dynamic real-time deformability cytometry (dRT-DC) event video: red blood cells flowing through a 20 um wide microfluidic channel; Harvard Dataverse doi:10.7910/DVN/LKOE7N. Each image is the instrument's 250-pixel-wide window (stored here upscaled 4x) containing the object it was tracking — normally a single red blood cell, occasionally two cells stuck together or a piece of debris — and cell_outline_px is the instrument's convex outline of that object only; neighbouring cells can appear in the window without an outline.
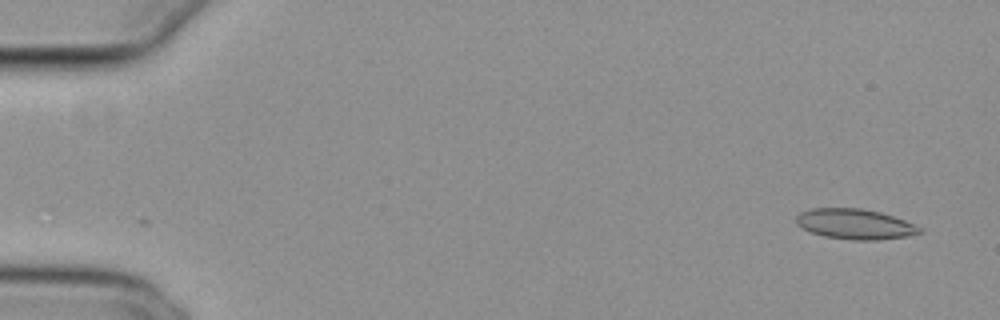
{"species": "common noctule bat (a hibernating species)", "species_latin": "Nyctalus noctula", "temperature_condition": "cold", "stored_images_in_passage": 9, "camera_frame_rate_fps": 3000, "um_per_image_px": 0.085, "animal": {"sex": "female", "body_mass_g": 29.2, "forearm_length_mm": 56.3}, "frame": {"image": 1, "passage_image": 3, "time_ms": 0.667, "image_size_px": [1000, 320], "cell_outline_px": [[920, 232], [908, 236], [876, 240], [852, 240], [824, 236], [812, 232], [796, 224], [796, 216], [800, 212], [812, 208], [860, 208], [880, 212], [904, 220], [920, 228]], "centroid_in_image_um": [72.63, 19.04], "position_along_channel_um": 12.4, "area_um2": 21.5}}